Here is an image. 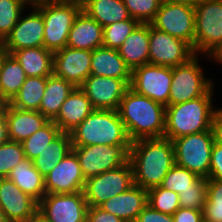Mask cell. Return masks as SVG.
I'll return each instance as SVG.
<instances>
[{
    "instance_id": "obj_1",
    "label": "cell",
    "mask_w": 222,
    "mask_h": 222,
    "mask_svg": "<svg viewBox=\"0 0 222 222\" xmlns=\"http://www.w3.org/2000/svg\"><path fill=\"white\" fill-rule=\"evenodd\" d=\"M129 161L135 185L147 191L161 186L164 177L175 165L173 142L164 137L133 141L129 149Z\"/></svg>"
},
{
    "instance_id": "obj_2",
    "label": "cell",
    "mask_w": 222,
    "mask_h": 222,
    "mask_svg": "<svg viewBox=\"0 0 222 222\" xmlns=\"http://www.w3.org/2000/svg\"><path fill=\"white\" fill-rule=\"evenodd\" d=\"M118 113L131 142L164 137L166 107L130 87L120 102Z\"/></svg>"
},
{
    "instance_id": "obj_3",
    "label": "cell",
    "mask_w": 222,
    "mask_h": 222,
    "mask_svg": "<svg viewBox=\"0 0 222 222\" xmlns=\"http://www.w3.org/2000/svg\"><path fill=\"white\" fill-rule=\"evenodd\" d=\"M213 89L212 87L201 97L166 106L164 138L172 141L182 136L211 130L216 111L212 101Z\"/></svg>"
},
{
    "instance_id": "obj_4",
    "label": "cell",
    "mask_w": 222,
    "mask_h": 222,
    "mask_svg": "<svg viewBox=\"0 0 222 222\" xmlns=\"http://www.w3.org/2000/svg\"><path fill=\"white\" fill-rule=\"evenodd\" d=\"M69 134L72 147L131 145L118 110L94 109Z\"/></svg>"
},
{
    "instance_id": "obj_5",
    "label": "cell",
    "mask_w": 222,
    "mask_h": 222,
    "mask_svg": "<svg viewBox=\"0 0 222 222\" xmlns=\"http://www.w3.org/2000/svg\"><path fill=\"white\" fill-rule=\"evenodd\" d=\"M194 13V52L210 60L222 46V0H200Z\"/></svg>"
},
{
    "instance_id": "obj_6",
    "label": "cell",
    "mask_w": 222,
    "mask_h": 222,
    "mask_svg": "<svg viewBox=\"0 0 222 222\" xmlns=\"http://www.w3.org/2000/svg\"><path fill=\"white\" fill-rule=\"evenodd\" d=\"M172 142L175 164L207 179L214 145L212 130L182 136L172 140Z\"/></svg>"
},
{
    "instance_id": "obj_7",
    "label": "cell",
    "mask_w": 222,
    "mask_h": 222,
    "mask_svg": "<svg viewBox=\"0 0 222 222\" xmlns=\"http://www.w3.org/2000/svg\"><path fill=\"white\" fill-rule=\"evenodd\" d=\"M198 58L196 54L188 62L172 68L169 105L201 97L214 87L213 80L205 77Z\"/></svg>"
},
{
    "instance_id": "obj_8",
    "label": "cell",
    "mask_w": 222,
    "mask_h": 222,
    "mask_svg": "<svg viewBox=\"0 0 222 222\" xmlns=\"http://www.w3.org/2000/svg\"><path fill=\"white\" fill-rule=\"evenodd\" d=\"M134 185L133 168L126 164L86 179L83 193L88 206H100Z\"/></svg>"
},
{
    "instance_id": "obj_9",
    "label": "cell",
    "mask_w": 222,
    "mask_h": 222,
    "mask_svg": "<svg viewBox=\"0 0 222 222\" xmlns=\"http://www.w3.org/2000/svg\"><path fill=\"white\" fill-rule=\"evenodd\" d=\"M131 145H87L72 147L85 179L118 168L129 161Z\"/></svg>"
},
{
    "instance_id": "obj_10",
    "label": "cell",
    "mask_w": 222,
    "mask_h": 222,
    "mask_svg": "<svg viewBox=\"0 0 222 222\" xmlns=\"http://www.w3.org/2000/svg\"><path fill=\"white\" fill-rule=\"evenodd\" d=\"M44 20V47L53 53L66 47L79 6L51 2L39 9Z\"/></svg>"
},
{
    "instance_id": "obj_11",
    "label": "cell",
    "mask_w": 222,
    "mask_h": 222,
    "mask_svg": "<svg viewBox=\"0 0 222 222\" xmlns=\"http://www.w3.org/2000/svg\"><path fill=\"white\" fill-rule=\"evenodd\" d=\"M194 7L187 4L162 1L150 25L157 30L189 43L194 50Z\"/></svg>"
},
{
    "instance_id": "obj_12",
    "label": "cell",
    "mask_w": 222,
    "mask_h": 222,
    "mask_svg": "<svg viewBox=\"0 0 222 222\" xmlns=\"http://www.w3.org/2000/svg\"><path fill=\"white\" fill-rule=\"evenodd\" d=\"M171 82V67L148 63L132 70L130 88L166 107L169 105Z\"/></svg>"
},
{
    "instance_id": "obj_13",
    "label": "cell",
    "mask_w": 222,
    "mask_h": 222,
    "mask_svg": "<svg viewBox=\"0 0 222 222\" xmlns=\"http://www.w3.org/2000/svg\"><path fill=\"white\" fill-rule=\"evenodd\" d=\"M193 47L182 39L155 29L149 23V63L176 67L195 56Z\"/></svg>"
},
{
    "instance_id": "obj_14",
    "label": "cell",
    "mask_w": 222,
    "mask_h": 222,
    "mask_svg": "<svg viewBox=\"0 0 222 222\" xmlns=\"http://www.w3.org/2000/svg\"><path fill=\"white\" fill-rule=\"evenodd\" d=\"M88 204L83 191L46 194L38 202V212L48 222H86Z\"/></svg>"
},
{
    "instance_id": "obj_15",
    "label": "cell",
    "mask_w": 222,
    "mask_h": 222,
    "mask_svg": "<svg viewBox=\"0 0 222 222\" xmlns=\"http://www.w3.org/2000/svg\"><path fill=\"white\" fill-rule=\"evenodd\" d=\"M131 79L89 75L79 87L94 109L118 110Z\"/></svg>"
},
{
    "instance_id": "obj_16",
    "label": "cell",
    "mask_w": 222,
    "mask_h": 222,
    "mask_svg": "<svg viewBox=\"0 0 222 222\" xmlns=\"http://www.w3.org/2000/svg\"><path fill=\"white\" fill-rule=\"evenodd\" d=\"M85 177L76 153L70 150L56 166L44 176L46 194H65L83 191Z\"/></svg>"
},
{
    "instance_id": "obj_17",
    "label": "cell",
    "mask_w": 222,
    "mask_h": 222,
    "mask_svg": "<svg viewBox=\"0 0 222 222\" xmlns=\"http://www.w3.org/2000/svg\"><path fill=\"white\" fill-rule=\"evenodd\" d=\"M91 57V50L66 46L53 54V74L80 87L91 74Z\"/></svg>"
},
{
    "instance_id": "obj_18",
    "label": "cell",
    "mask_w": 222,
    "mask_h": 222,
    "mask_svg": "<svg viewBox=\"0 0 222 222\" xmlns=\"http://www.w3.org/2000/svg\"><path fill=\"white\" fill-rule=\"evenodd\" d=\"M31 13L23 16L21 13L18 22L3 40L9 54L15 50L31 47H44V20L39 9H30Z\"/></svg>"
},
{
    "instance_id": "obj_19",
    "label": "cell",
    "mask_w": 222,
    "mask_h": 222,
    "mask_svg": "<svg viewBox=\"0 0 222 222\" xmlns=\"http://www.w3.org/2000/svg\"><path fill=\"white\" fill-rule=\"evenodd\" d=\"M0 208L9 222H26L38 212V202L5 177L0 178Z\"/></svg>"
},
{
    "instance_id": "obj_20",
    "label": "cell",
    "mask_w": 222,
    "mask_h": 222,
    "mask_svg": "<svg viewBox=\"0 0 222 222\" xmlns=\"http://www.w3.org/2000/svg\"><path fill=\"white\" fill-rule=\"evenodd\" d=\"M147 204V190L134 184L125 192L110 198L99 207L117 216L124 222H135L138 214Z\"/></svg>"
},
{
    "instance_id": "obj_21",
    "label": "cell",
    "mask_w": 222,
    "mask_h": 222,
    "mask_svg": "<svg viewBox=\"0 0 222 222\" xmlns=\"http://www.w3.org/2000/svg\"><path fill=\"white\" fill-rule=\"evenodd\" d=\"M4 116L8 124L9 140L20 143L49 121L39 111L16 109L9 104L6 106Z\"/></svg>"
},
{
    "instance_id": "obj_22",
    "label": "cell",
    "mask_w": 222,
    "mask_h": 222,
    "mask_svg": "<svg viewBox=\"0 0 222 222\" xmlns=\"http://www.w3.org/2000/svg\"><path fill=\"white\" fill-rule=\"evenodd\" d=\"M94 110L85 93L76 87L62 104L53 122L61 132H71Z\"/></svg>"
},
{
    "instance_id": "obj_23",
    "label": "cell",
    "mask_w": 222,
    "mask_h": 222,
    "mask_svg": "<svg viewBox=\"0 0 222 222\" xmlns=\"http://www.w3.org/2000/svg\"><path fill=\"white\" fill-rule=\"evenodd\" d=\"M73 49L93 51L103 46V27L83 10L76 16L67 45Z\"/></svg>"
},
{
    "instance_id": "obj_24",
    "label": "cell",
    "mask_w": 222,
    "mask_h": 222,
    "mask_svg": "<svg viewBox=\"0 0 222 222\" xmlns=\"http://www.w3.org/2000/svg\"><path fill=\"white\" fill-rule=\"evenodd\" d=\"M131 71L149 63V23H140L117 49Z\"/></svg>"
},
{
    "instance_id": "obj_25",
    "label": "cell",
    "mask_w": 222,
    "mask_h": 222,
    "mask_svg": "<svg viewBox=\"0 0 222 222\" xmlns=\"http://www.w3.org/2000/svg\"><path fill=\"white\" fill-rule=\"evenodd\" d=\"M131 73L117 49L102 46L92 51L91 75L131 79Z\"/></svg>"
},
{
    "instance_id": "obj_26",
    "label": "cell",
    "mask_w": 222,
    "mask_h": 222,
    "mask_svg": "<svg viewBox=\"0 0 222 222\" xmlns=\"http://www.w3.org/2000/svg\"><path fill=\"white\" fill-rule=\"evenodd\" d=\"M53 54L45 47L23 48L11 53L24 69L27 77H48L52 75Z\"/></svg>"
},
{
    "instance_id": "obj_27",
    "label": "cell",
    "mask_w": 222,
    "mask_h": 222,
    "mask_svg": "<svg viewBox=\"0 0 222 222\" xmlns=\"http://www.w3.org/2000/svg\"><path fill=\"white\" fill-rule=\"evenodd\" d=\"M7 178L37 202L46 195L44 176L33 166L30 159L25 158L17 163Z\"/></svg>"
},
{
    "instance_id": "obj_28",
    "label": "cell",
    "mask_w": 222,
    "mask_h": 222,
    "mask_svg": "<svg viewBox=\"0 0 222 222\" xmlns=\"http://www.w3.org/2000/svg\"><path fill=\"white\" fill-rule=\"evenodd\" d=\"M75 88L73 84L63 78L54 74L48 76L39 112L48 120H53L58 115L64 101Z\"/></svg>"
},
{
    "instance_id": "obj_29",
    "label": "cell",
    "mask_w": 222,
    "mask_h": 222,
    "mask_svg": "<svg viewBox=\"0 0 222 222\" xmlns=\"http://www.w3.org/2000/svg\"><path fill=\"white\" fill-rule=\"evenodd\" d=\"M82 10L103 28L131 18L123 0H89Z\"/></svg>"
},
{
    "instance_id": "obj_30",
    "label": "cell",
    "mask_w": 222,
    "mask_h": 222,
    "mask_svg": "<svg viewBox=\"0 0 222 222\" xmlns=\"http://www.w3.org/2000/svg\"><path fill=\"white\" fill-rule=\"evenodd\" d=\"M72 150L71 137L68 132H61L46 148L33 159V166L46 176L66 154Z\"/></svg>"
},
{
    "instance_id": "obj_31",
    "label": "cell",
    "mask_w": 222,
    "mask_h": 222,
    "mask_svg": "<svg viewBox=\"0 0 222 222\" xmlns=\"http://www.w3.org/2000/svg\"><path fill=\"white\" fill-rule=\"evenodd\" d=\"M46 82L47 77H27L8 104L16 109L39 111Z\"/></svg>"
},
{
    "instance_id": "obj_32",
    "label": "cell",
    "mask_w": 222,
    "mask_h": 222,
    "mask_svg": "<svg viewBox=\"0 0 222 222\" xmlns=\"http://www.w3.org/2000/svg\"><path fill=\"white\" fill-rule=\"evenodd\" d=\"M27 78L19 62L8 54L0 70V98L9 102Z\"/></svg>"
},
{
    "instance_id": "obj_33",
    "label": "cell",
    "mask_w": 222,
    "mask_h": 222,
    "mask_svg": "<svg viewBox=\"0 0 222 222\" xmlns=\"http://www.w3.org/2000/svg\"><path fill=\"white\" fill-rule=\"evenodd\" d=\"M60 133V129L53 120H49L36 133L32 134L21 143L25 157L31 161L37 158L40 152H42L48 144H51Z\"/></svg>"
},
{
    "instance_id": "obj_34",
    "label": "cell",
    "mask_w": 222,
    "mask_h": 222,
    "mask_svg": "<svg viewBox=\"0 0 222 222\" xmlns=\"http://www.w3.org/2000/svg\"><path fill=\"white\" fill-rule=\"evenodd\" d=\"M207 199L202 210L204 222H222V181L207 179Z\"/></svg>"
},
{
    "instance_id": "obj_35",
    "label": "cell",
    "mask_w": 222,
    "mask_h": 222,
    "mask_svg": "<svg viewBox=\"0 0 222 222\" xmlns=\"http://www.w3.org/2000/svg\"><path fill=\"white\" fill-rule=\"evenodd\" d=\"M139 24L138 20L130 18L104 27L103 47L118 49Z\"/></svg>"
},
{
    "instance_id": "obj_36",
    "label": "cell",
    "mask_w": 222,
    "mask_h": 222,
    "mask_svg": "<svg viewBox=\"0 0 222 222\" xmlns=\"http://www.w3.org/2000/svg\"><path fill=\"white\" fill-rule=\"evenodd\" d=\"M148 204L162 213L173 215L179 208V195L161 186L151 188L147 191Z\"/></svg>"
},
{
    "instance_id": "obj_37",
    "label": "cell",
    "mask_w": 222,
    "mask_h": 222,
    "mask_svg": "<svg viewBox=\"0 0 222 222\" xmlns=\"http://www.w3.org/2000/svg\"><path fill=\"white\" fill-rule=\"evenodd\" d=\"M199 178L195 173L175 164L164 177L161 187L178 194L180 191L192 189L193 183Z\"/></svg>"
},
{
    "instance_id": "obj_38",
    "label": "cell",
    "mask_w": 222,
    "mask_h": 222,
    "mask_svg": "<svg viewBox=\"0 0 222 222\" xmlns=\"http://www.w3.org/2000/svg\"><path fill=\"white\" fill-rule=\"evenodd\" d=\"M206 184L207 179L200 177L193 183L192 189L180 191V193H178L180 207L202 211L207 199Z\"/></svg>"
},
{
    "instance_id": "obj_39",
    "label": "cell",
    "mask_w": 222,
    "mask_h": 222,
    "mask_svg": "<svg viewBox=\"0 0 222 222\" xmlns=\"http://www.w3.org/2000/svg\"><path fill=\"white\" fill-rule=\"evenodd\" d=\"M25 158L23 146L20 142L9 140L0 145V178L7 177L17 163Z\"/></svg>"
},
{
    "instance_id": "obj_40",
    "label": "cell",
    "mask_w": 222,
    "mask_h": 222,
    "mask_svg": "<svg viewBox=\"0 0 222 222\" xmlns=\"http://www.w3.org/2000/svg\"><path fill=\"white\" fill-rule=\"evenodd\" d=\"M24 11L18 0H0V40L11 32Z\"/></svg>"
},
{
    "instance_id": "obj_41",
    "label": "cell",
    "mask_w": 222,
    "mask_h": 222,
    "mask_svg": "<svg viewBox=\"0 0 222 222\" xmlns=\"http://www.w3.org/2000/svg\"><path fill=\"white\" fill-rule=\"evenodd\" d=\"M131 18L150 23L159 10L162 0H123Z\"/></svg>"
},
{
    "instance_id": "obj_42",
    "label": "cell",
    "mask_w": 222,
    "mask_h": 222,
    "mask_svg": "<svg viewBox=\"0 0 222 222\" xmlns=\"http://www.w3.org/2000/svg\"><path fill=\"white\" fill-rule=\"evenodd\" d=\"M135 222H174L173 216L154 210L149 204L138 214Z\"/></svg>"
},
{
    "instance_id": "obj_43",
    "label": "cell",
    "mask_w": 222,
    "mask_h": 222,
    "mask_svg": "<svg viewBox=\"0 0 222 222\" xmlns=\"http://www.w3.org/2000/svg\"><path fill=\"white\" fill-rule=\"evenodd\" d=\"M207 179L222 181V146L215 143L211 152L210 172Z\"/></svg>"
},
{
    "instance_id": "obj_44",
    "label": "cell",
    "mask_w": 222,
    "mask_h": 222,
    "mask_svg": "<svg viewBox=\"0 0 222 222\" xmlns=\"http://www.w3.org/2000/svg\"><path fill=\"white\" fill-rule=\"evenodd\" d=\"M86 222H124L99 206H88Z\"/></svg>"
},
{
    "instance_id": "obj_45",
    "label": "cell",
    "mask_w": 222,
    "mask_h": 222,
    "mask_svg": "<svg viewBox=\"0 0 222 222\" xmlns=\"http://www.w3.org/2000/svg\"><path fill=\"white\" fill-rule=\"evenodd\" d=\"M174 222H204L203 212L190 208H179L173 215Z\"/></svg>"
},
{
    "instance_id": "obj_46",
    "label": "cell",
    "mask_w": 222,
    "mask_h": 222,
    "mask_svg": "<svg viewBox=\"0 0 222 222\" xmlns=\"http://www.w3.org/2000/svg\"><path fill=\"white\" fill-rule=\"evenodd\" d=\"M211 130L214 137V143L222 146V108H216Z\"/></svg>"
},
{
    "instance_id": "obj_47",
    "label": "cell",
    "mask_w": 222,
    "mask_h": 222,
    "mask_svg": "<svg viewBox=\"0 0 222 222\" xmlns=\"http://www.w3.org/2000/svg\"><path fill=\"white\" fill-rule=\"evenodd\" d=\"M21 6L25 9L30 5L32 9H40L45 7L47 4L53 2V0H18Z\"/></svg>"
},
{
    "instance_id": "obj_48",
    "label": "cell",
    "mask_w": 222,
    "mask_h": 222,
    "mask_svg": "<svg viewBox=\"0 0 222 222\" xmlns=\"http://www.w3.org/2000/svg\"><path fill=\"white\" fill-rule=\"evenodd\" d=\"M9 141L8 137V124L5 116L0 118V145Z\"/></svg>"
},
{
    "instance_id": "obj_49",
    "label": "cell",
    "mask_w": 222,
    "mask_h": 222,
    "mask_svg": "<svg viewBox=\"0 0 222 222\" xmlns=\"http://www.w3.org/2000/svg\"><path fill=\"white\" fill-rule=\"evenodd\" d=\"M89 0H53L56 3H64L69 5L79 6L81 9L86 5Z\"/></svg>"
},
{
    "instance_id": "obj_50",
    "label": "cell",
    "mask_w": 222,
    "mask_h": 222,
    "mask_svg": "<svg viewBox=\"0 0 222 222\" xmlns=\"http://www.w3.org/2000/svg\"><path fill=\"white\" fill-rule=\"evenodd\" d=\"M8 54H9V53H8V51L5 49L3 40H0V70H1V67H2V63H3L5 57H6Z\"/></svg>"
},
{
    "instance_id": "obj_51",
    "label": "cell",
    "mask_w": 222,
    "mask_h": 222,
    "mask_svg": "<svg viewBox=\"0 0 222 222\" xmlns=\"http://www.w3.org/2000/svg\"><path fill=\"white\" fill-rule=\"evenodd\" d=\"M162 1H167L171 3H180V4H187L195 7V5L200 1V0H162Z\"/></svg>"
},
{
    "instance_id": "obj_52",
    "label": "cell",
    "mask_w": 222,
    "mask_h": 222,
    "mask_svg": "<svg viewBox=\"0 0 222 222\" xmlns=\"http://www.w3.org/2000/svg\"><path fill=\"white\" fill-rule=\"evenodd\" d=\"M211 60H214L222 65V46L213 54Z\"/></svg>"
},
{
    "instance_id": "obj_53",
    "label": "cell",
    "mask_w": 222,
    "mask_h": 222,
    "mask_svg": "<svg viewBox=\"0 0 222 222\" xmlns=\"http://www.w3.org/2000/svg\"><path fill=\"white\" fill-rule=\"evenodd\" d=\"M26 222H48L39 212H37L33 217L28 219Z\"/></svg>"
},
{
    "instance_id": "obj_54",
    "label": "cell",
    "mask_w": 222,
    "mask_h": 222,
    "mask_svg": "<svg viewBox=\"0 0 222 222\" xmlns=\"http://www.w3.org/2000/svg\"><path fill=\"white\" fill-rule=\"evenodd\" d=\"M7 104L8 102L6 100L0 98V118L4 116Z\"/></svg>"
},
{
    "instance_id": "obj_55",
    "label": "cell",
    "mask_w": 222,
    "mask_h": 222,
    "mask_svg": "<svg viewBox=\"0 0 222 222\" xmlns=\"http://www.w3.org/2000/svg\"><path fill=\"white\" fill-rule=\"evenodd\" d=\"M0 222H9L6 219L5 213H4V211L1 208H0Z\"/></svg>"
}]
</instances>
